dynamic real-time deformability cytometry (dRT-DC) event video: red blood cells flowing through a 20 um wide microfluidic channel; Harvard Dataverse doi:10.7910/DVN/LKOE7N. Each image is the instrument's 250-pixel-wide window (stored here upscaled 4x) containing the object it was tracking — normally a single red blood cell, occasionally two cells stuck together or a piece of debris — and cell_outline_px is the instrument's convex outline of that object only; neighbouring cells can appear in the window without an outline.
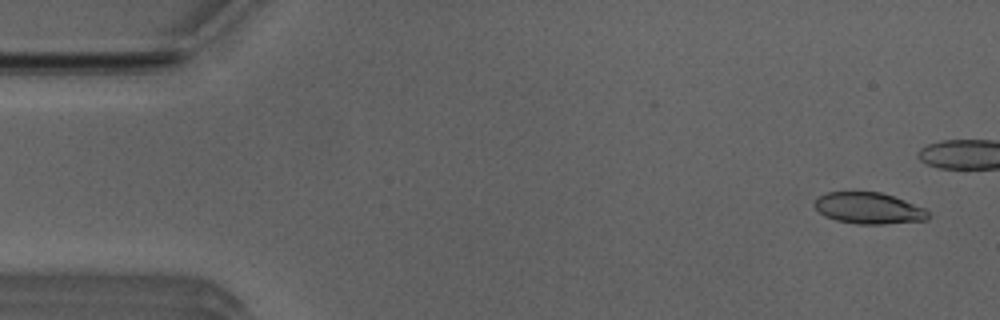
{"species": "Egyptian fruit bat (a non-hibernating species)", "species_latin": "Rousettus aegyptiacus", "temperature_condition": "room temperature", "stored_images_in_passage": 40, "camera_frame_rate_fps": 3000, "um_per_image_px": 0.085, "animal": {"sex": "male"}, "frame": {"image": 1, "passage_image": 2, "time_ms": 0.333, "image_size_px": [1000, 320], "cell_outline_px": [[932, 216], [928, 220], [884, 224], [856, 224], [836, 220], [824, 216], [812, 204], [820, 196], [828, 192], [880, 192], [904, 200], [924, 208]], "centroid_in_image_um": [73.86, 17.71], "position_along_channel_um": 11.1, "area_um2": 20.75}}
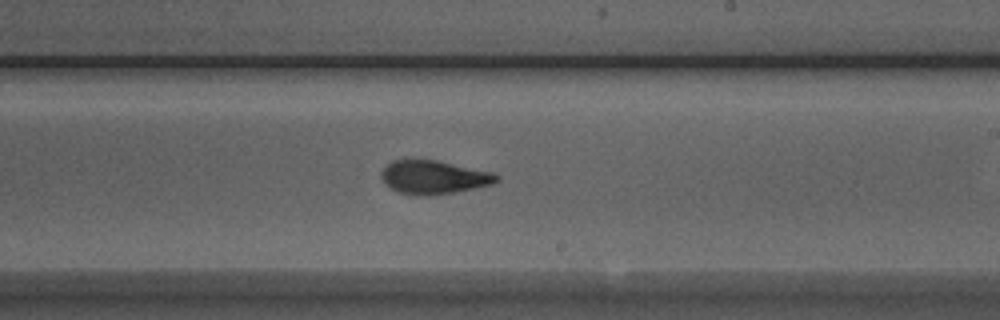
{"frame": {"image": 2, "passage_image": 29, "time_ms": 9.333, "image_size_px": [1000, 320], "cell_outline_px": [[500, 180], [492, 184], [452, 192], [428, 196], [412, 196], [400, 192], [384, 184], [380, 176], [380, 172], [392, 160], [436, 160], [492, 172], [500, 176]], "centroid_in_image_um": [36.84, 15.07], "position_along_channel_um": 252.2, "area_um2": 22.43}}
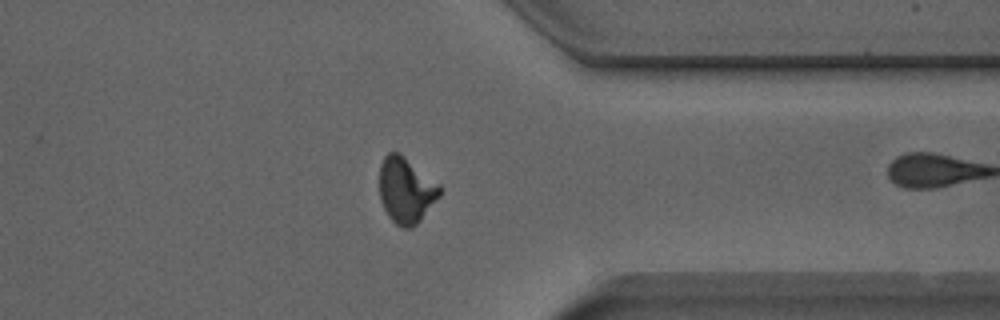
{"frame": {"image": 3, "passage_image": 39, "time_ms": 12.667, "image_size_px": [1000, 320], "cell_outline_px": [[440, 196], [420, 220], [412, 228], [400, 228], [388, 216], [380, 200], [380, 164], [384, 156], [388, 152], [400, 152], [440, 184]], "centroid_in_image_um": [34.5, 16.15], "position_along_channel_um": 376.9, "area_um2": 23.24}}